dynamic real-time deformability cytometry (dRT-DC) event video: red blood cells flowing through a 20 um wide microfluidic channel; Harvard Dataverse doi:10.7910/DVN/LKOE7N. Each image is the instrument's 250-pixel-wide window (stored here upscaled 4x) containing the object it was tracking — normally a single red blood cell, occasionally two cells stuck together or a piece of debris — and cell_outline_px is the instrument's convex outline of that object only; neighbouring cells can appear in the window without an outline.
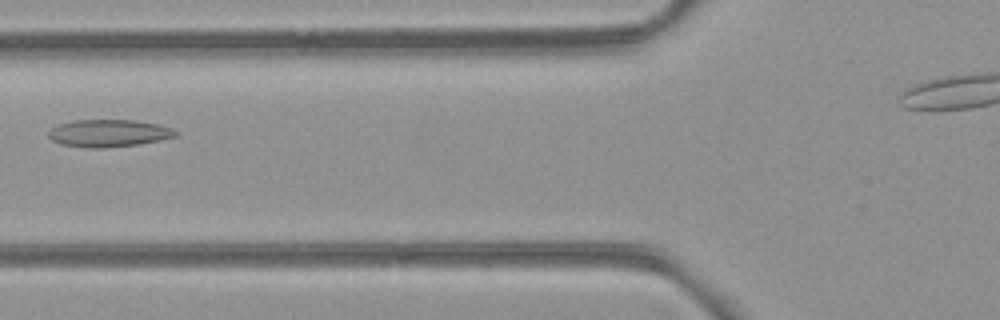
{"species": "common noctule bat (a hibernating species)", "species_latin": "Nyctalus noctula", "temperature_condition": "room temperature", "stored_images_in_passage": 5, "camera_frame_rate_fps": 3000, "um_per_image_px": 0.085, "animal": {"sex": "female", "body_mass_g": 21.9}, "frame": {"image": 1, "passage_image": 5, "time_ms": 5.333, "image_size_px": [1000, 320], "cell_outline_px": [[176, 136], [160, 140], [136, 144], [104, 148], [88, 148], [60, 144], [52, 140], [48, 136], [48, 132], [52, 128], [60, 124], [72, 120], [136, 120], [156, 124], [172, 128], [176, 132]], "centroid_in_image_um": [9.2, 11.32], "position_along_channel_um": 116.6, "area_um2": 20.11}}